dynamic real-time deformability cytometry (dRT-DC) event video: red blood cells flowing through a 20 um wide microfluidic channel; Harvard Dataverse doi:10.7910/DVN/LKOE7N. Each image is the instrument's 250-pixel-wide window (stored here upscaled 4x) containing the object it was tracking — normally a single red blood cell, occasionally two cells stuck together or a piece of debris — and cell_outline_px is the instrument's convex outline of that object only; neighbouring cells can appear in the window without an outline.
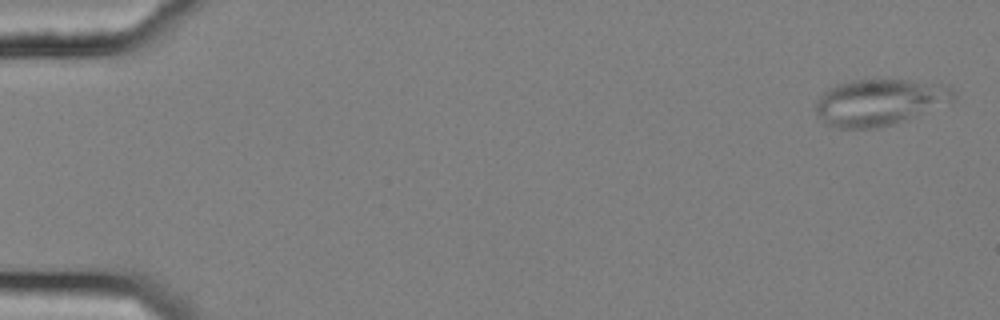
{"species": "common noctule bat (a hibernating species)", "species_latin": "Nyctalus noctula", "temperature_condition": "cold", "stored_images_in_passage": 56, "camera_frame_rate_fps": 3000, "um_per_image_px": 0.085, "animal": {"sex": "female", "body_mass_g": 25.1}, "frame": {"image": 1, "passage_image": 2, "time_ms": 0.333, "image_size_px": [1000, 320], "cell_outline_px": [[956, 100], [892, 124], [876, 128], [836, 128], [828, 124], [816, 112], [816, 104], [820, 96], [828, 88], [836, 84], [852, 80], [908, 80], [948, 84], [956, 92]], "centroid_in_image_um": [74.79, 8.67], "position_along_channel_um": 10.2, "area_um2": 37.05}}
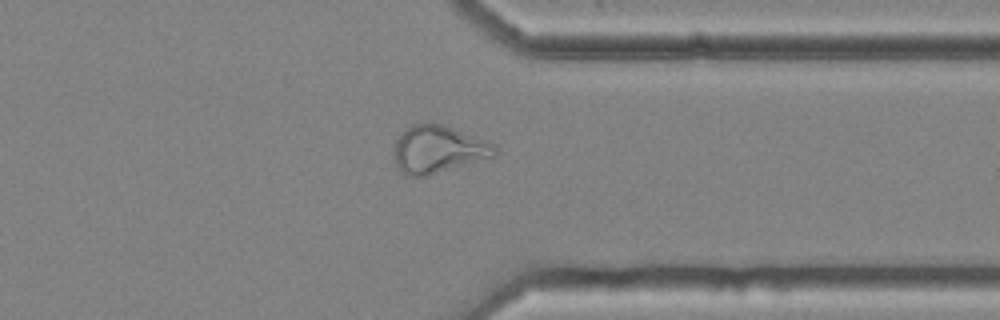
{"frame": {"image": 2, "passage_image": 44, "time_ms": 14.333, "image_size_px": [1000, 320], "cell_outline_px": [[500, 148], [496, 156], [424, 176], [404, 176], [396, 168], [392, 156], [392, 152], [396, 140], [412, 124], [440, 124], [496, 144]], "centroid_in_image_um": [37.22, 12.73], "position_along_channel_um": 374.2, "area_um2": 27.8}}
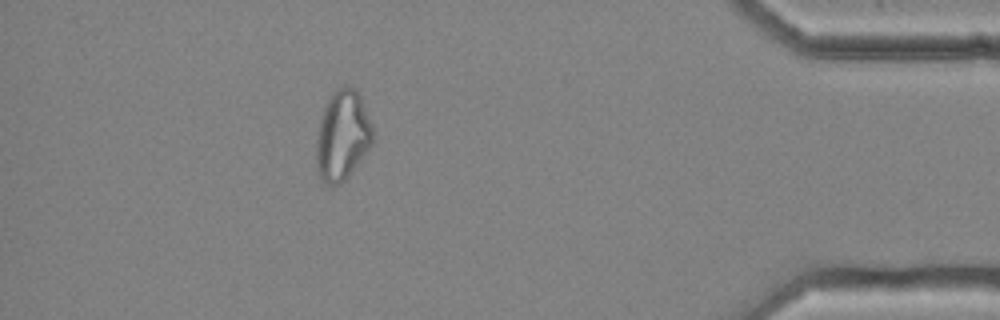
{"frame": {"image": 3, "passage_image": 50, "time_ms": 16.333, "image_size_px": [1000, 320], "cell_outline_px": [[372, 144], [348, 176], [340, 184], [332, 188], [324, 184], [320, 180], [316, 164], [316, 140], [320, 120], [328, 96], [332, 92], [344, 84], [356, 88], [360, 96], [372, 124]], "centroid_in_image_um": [29.08, 11.53], "position_along_channel_um": 406.1, "area_um2": 29.88}, "authors_computed_cell_mechanics": {"area_um2": 29.2757, "velocity_mm_per_s": 3.6617, "shape_relaxation_time_tau1_ms": null, "shape_relaxation_time_tau2_ms": 2.2435, "deformation_change_tau1": null, "deformation_change_tau2": 0.0952}}